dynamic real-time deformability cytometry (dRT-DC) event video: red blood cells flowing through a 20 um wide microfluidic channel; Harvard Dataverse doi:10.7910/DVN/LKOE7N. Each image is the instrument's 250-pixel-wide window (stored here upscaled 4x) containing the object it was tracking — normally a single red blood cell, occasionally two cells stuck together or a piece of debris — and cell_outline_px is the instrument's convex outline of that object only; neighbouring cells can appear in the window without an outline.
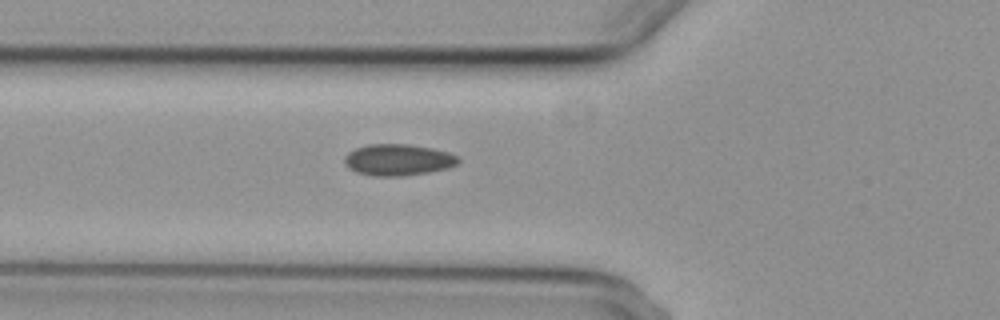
{"species": "common noctule bat (a hibernating species)", "species_latin": "Nyctalus noctula", "temperature_condition": "cold", "stored_images_in_passage": 3, "camera_frame_rate_fps": 3000, "um_per_image_px": 0.085, "animal": {"sex": "female", "body_mass_g": 29.2, "forearm_length_mm": 56.3}, "frame": {"image": 1, "passage_image": 3, "time_ms": 2.0, "image_size_px": [1000, 320], "cell_outline_px": [[460, 160], [456, 164], [448, 168], [428, 172], [404, 176], [372, 176], [356, 172], [348, 168], [344, 164], [344, 156], [348, 152], [356, 148], [368, 144], [408, 144], [432, 148], [448, 152], [456, 156]], "centroid_in_image_um": [33.79, 13.59], "position_along_channel_um": 92.0, "area_um2": 20.92}}